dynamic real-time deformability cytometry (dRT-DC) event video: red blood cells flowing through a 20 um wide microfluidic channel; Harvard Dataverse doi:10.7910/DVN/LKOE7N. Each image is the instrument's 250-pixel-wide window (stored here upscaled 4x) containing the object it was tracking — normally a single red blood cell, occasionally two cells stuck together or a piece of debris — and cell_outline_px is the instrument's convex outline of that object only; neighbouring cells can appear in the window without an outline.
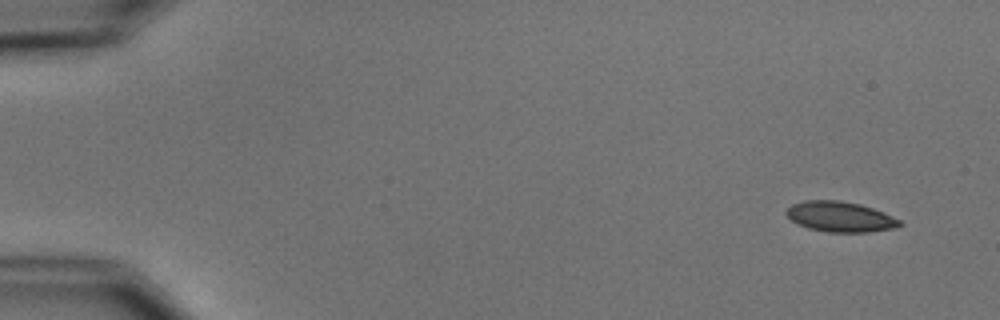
{"species": "common noctule bat (a hibernating species)", "species_latin": "Nyctalus noctula", "temperature_condition": "cold", "stored_images_in_passage": 4, "camera_frame_rate_fps": 3000, "um_per_image_px": 0.085, "animal": {"sex": "male", "body_mass_g": 15.6}, "frame": {"image": 1, "passage_image": 1, "time_ms": 0.0, "image_size_px": [1000, 320], "cell_outline_px": [[904, 224], [892, 228], [868, 232], [828, 232], [808, 228], [796, 224], [784, 212], [792, 204], [804, 200], [840, 200], [860, 204], [872, 208], [900, 220]], "centroid_in_image_um": [71.37, 18.42], "position_along_channel_um": 13.6, "area_um2": 19.94}}
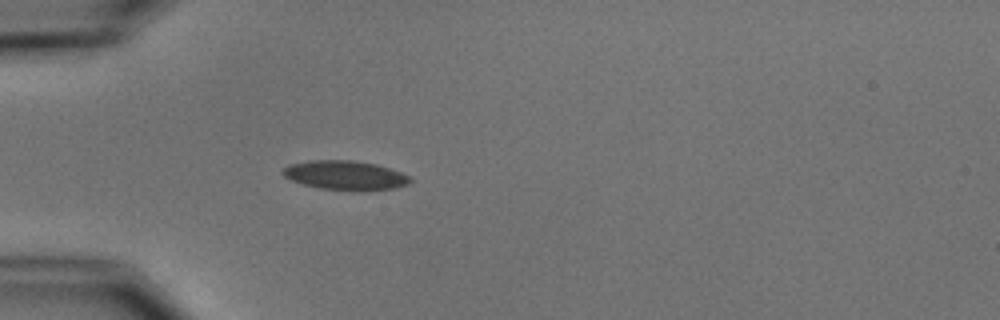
{"frame": {"image": 2, "passage_image": 4, "time_ms": 4.333, "image_size_px": [1000, 320], "cell_outline_px": [[412, 180], [408, 184], [396, 188], [320, 188], [304, 184], [292, 180], [284, 176], [280, 172], [288, 164], [308, 160], [352, 160], [376, 164], [392, 168], [412, 176]], "centroid_in_image_um": [29.34, 14.84], "position_along_channel_um": 55.7, "area_um2": 21.1}}